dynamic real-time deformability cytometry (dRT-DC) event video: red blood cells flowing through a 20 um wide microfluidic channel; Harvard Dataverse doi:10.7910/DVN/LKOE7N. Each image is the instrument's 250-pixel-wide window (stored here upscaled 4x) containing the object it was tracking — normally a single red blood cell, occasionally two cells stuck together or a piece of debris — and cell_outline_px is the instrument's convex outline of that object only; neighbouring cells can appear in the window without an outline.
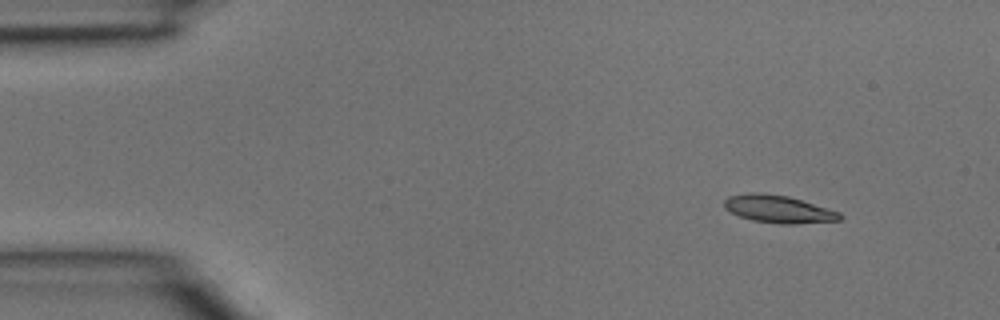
{"species": "common noctule bat (a hibernating species)", "species_latin": "Nyctalus noctula", "temperature_condition": "room temperature", "stored_images_in_passage": 3, "camera_frame_rate_fps": 3000, "um_per_image_px": 0.085, "animal": {"sex": "male", "body_mass_g": 15.6}, "frame": {"image": 1, "passage_image": 1, "time_ms": 0.0, "image_size_px": [1000, 320], "cell_outline_px": [[844, 216], [840, 220], [796, 224], [780, 224], [752, 220], [740, 216], [724, 208], [724, 200], [728, 196], [748, 192], [760, 192], [788, 196], [840, 212]], "centroid_in_image_um": [66.16, 17.77], "position_along_channel_um": 18.8, "area_um2": 18.61}}
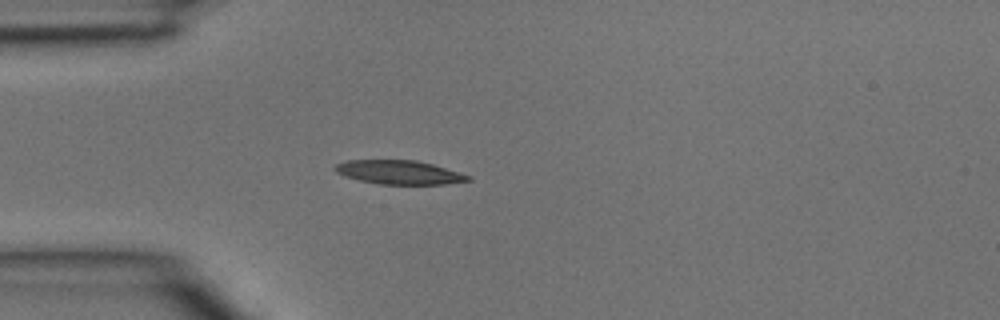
{"frame": {"image": 2, "passage_image": 3, "time_ms": 0.667, "image_size_px": [1000, 320], "cell_outline_px": [[472, 180], [444, 184], [380, 184], [360, 180], [344, 176], [336, 172], [332, 168], [336, 164], [348, 160], [416, 160], [432, 164], [472, 176]], "centroid_in_image_um": [33.92, 14.64], "position_along_channel_um": 51.1, "area_um2": 18.44}}